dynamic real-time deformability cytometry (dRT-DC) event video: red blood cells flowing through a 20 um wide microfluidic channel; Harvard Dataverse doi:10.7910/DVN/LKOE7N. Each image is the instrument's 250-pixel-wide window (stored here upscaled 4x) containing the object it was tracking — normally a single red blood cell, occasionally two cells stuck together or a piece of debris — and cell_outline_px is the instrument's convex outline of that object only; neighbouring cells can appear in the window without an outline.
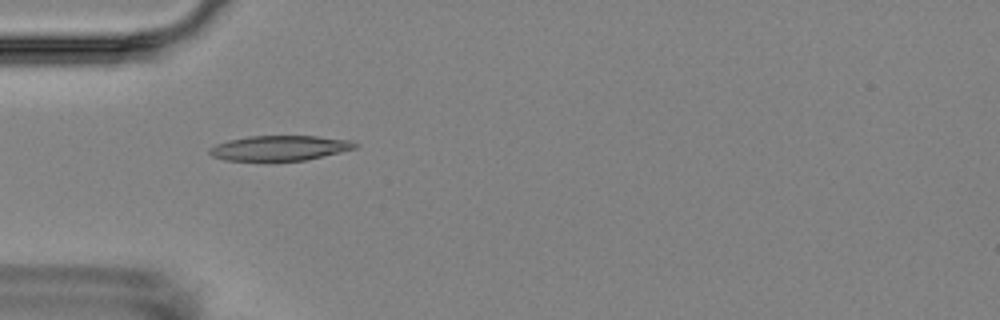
{"species": "Egyptian fruit bat (a non-hibernating species)", "species_latin": "Rousettus aegyptiacus", "temperature_condition": "room temperature", "stored_images_in_passage": 2, "camera_frame_rate_fps": 3000, "um_per_image_px": 0.085, "animal": {"sex": "female"}, "frame": {"image": 1, "passage_image": 2, "time_ms": 1.0, "image_size_px": [1000, 320], "cell_outline_px": [[356, 148], [340, 152], [304, 160], [224, 160], [212, 156], [208, 152], [208, 148], [216, 144], [228, 140], [248, 136], [316, 136], [348, 140], [356, 144]], "centroid_in_image_um": [23.71, 12.57], "position_along_channel_um": 61.3, "area_um2": 20.92}}